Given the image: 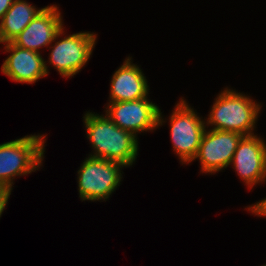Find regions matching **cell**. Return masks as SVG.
Returning <instances> with one entry per match:
<instances>
[{"label":"cell","instance_id":"obj_1","mask_svg":"<svg viewBox=\"0 0 266 266\" xmlns=\"http://www.w3.org/2000/svg\"><path fill=\"white\" fill-rule=\"evenodd\" d=\"M83 120L87 138L94 149L89 156L118 162L124 167H129L135 162L138 155V140L133 133L119 128L103 114L87 112Z\"/></svg>","mask_w":266,"mask_h":266},{"label":"cell","instance_id":"obj_2","mask_svg":"<svg viewBox=\"0 0 266 266\" xmlns=\"http://www.w3.org/2000/svg\"><path fill=\"white\" fill-rule=\"evenodd\" d=\"M261 104L254 102L250 96L238 93L228 87L224 89L212 105L205 124L212 130L237 132L243 136L252 135L256 128Z\"/></svg>","mask_w":266,"mask_h":266},{"label":"cell","instance_id":"obj_3","mask_svg":"<svg viewBox=\"0 0 266 266\" xmlns=\"http://www.w3.org/2000/svg\"><path fill=\"white\" fill-rule=\"evenodd\" d=\"M45 135H26L0 144V183L12 188L16 176L35 172L42 166Z\"/></svg>","mask_w":266,"mask_h":266},{"label":"cell","instance_id":"obj_4","mask_svg":"<svg viewBox=\"0 0 266 266\" xmlns=\"http://www.w3.org/2000/svg\"><path fill=\"white\" fill-rule=\"evenodd\" d=\"M123 167L118 162L102 158H86L77 171L81 200L106 201L122 181Z\"/></svg>","mask_w":266,"mask_h":266},{"label":"cell","instance_id":"obj_5","mask_svg":"<svg viewBox=\"0 0 266 266\" xmlns=\"http://www.w3.org/2000/svg\"><path fill=\"white\" fill-rule=\"evenodd\" d=\"M169 122L172 148L182 164L191 163L206 129L205 120L203 121L182 97L175 106Z\"/></svg>","mask_w":266,"mask_h":266},{"label":"cell","instance_id":"obj_6","mask_svg":"<svg viewBox=\"0 0 266 266\" xmlns=\"http://www.w3.org/2000/svg\"><path fill=\"white\" fill-rule=\"evenodd\" d=\"M64 27L57 33L53 42L50 45L51 53L49 63L64 78H70L76 75L87 64L96 43V34L93 32H79L70 34L61 38L64 35ZM58 37L61 38L56 41Z\"/></svg>","mask_w":266,"mask_h":266},{"label":"cell","instance_id":"obj_7","mask_svg":"<svg viewBox=\"0 0 266 266\" xmlns=\"http://www.w3.org/2000/svg\"><path fill=\"white\" fill-rule=\"evenodd\" d=\"M105 108V115L112 122L136 137L138 132L153 131L165 122L159 107L150 102L148 97L135 101L108 103Z\"/></svg>","mask_w":266,"mask_h":266},{"label":"cell","instance_id":"obj_8","mask_svg":"<svg viewBox=\"0 0 266 266\" xmlns=\"http://www.w3.org/2000/svg\"><path fill=\"white\" fill-rule=\"evenodd\" d=\"M243 135L226 130L205 129L198 152L201 172L216 173L231 165L234 152Z\"/></svg>","mask_w":266,"mask_h":266},{"label":"cell","instance_id":"obj_9","mask_svg":"<svg viewBox=\"0 0 266 266\" xmlns=\"http://www.w3.org/2000/svg\"><path fill=\"white\" fill-rule=\"evenodd\" d=\"M231 164L245 185L252 187L266 180V143L257 135L243 136Z\"/></svg>","mask_w":266,"mask_h":266},{"label":"cell","instance_id":"obj_10","mask_svg":"<svg viewBox=\"0 0 266 266\" xmlns=\"http://www.w3.org/2000/svg\"><path fill=\"white\" fill-rule=\"evenodd\" d=\"M58 9L56 5L44 7V10L32 19L12 43L38 53H40V48L51 45L64 25L61 12Z\"/></svg>","mask_w":266,"mask_h":266},{"label":"cell","instance_id":"obj_11","mask_svg":"<svg viewBox=\"0 0 266 266\" xmlns=\"http://www.w3.org/2000/svg\"><path fill=\"white\" fill-rule=\"evenodd\" d=\"M4 46L6 52L11 54L5 59L1 71L14 82L33 84L49 75L46 61L40 53L18 47L12 42Z\"/></svg>","mask_w":266,"mask_h":266},{"label":"cell","instance_id":"obj_12","mask_svg":"<svg viewBox=\"0 0 266 266\" xmlns=\"http://www.w3.org/2000/svg\"><path fill=\"white\" fill-rule=\"evenodd\" d=\"M129 56L113 74L110 87L109 103L135 101L146 98L149 86L144 73Z\"/></svg>","mask_w":266,"mask_h":266},{"label":"cell","instance_id":"obj_13","mask_svg":"<svg viewBox=\"0 0 266 266\" xmlns=\"http://www.w3.org/2000/svg\"><path fill=\"white\" fill-rule=\"evenodd\" d=\"M44 8L15 0L0 21V44L12 42Z\"/></svg>","mask_w":266,"mask_h":266},{"label":"cell","instance_id":"obj_14","mask_svg":"<svg viewBox=\"0 0 266 266\" xmlns=\"http://www.w3.org/2000/svg\"><path fill=\"white\" fill-rule=\"evenodd\" d=\"M12 188L8 185L0 183V217L4 212V209L8 203V199L10 198Z\"/></svg>","mask_w":266,"mask_h":266},{"label":"cell","instance_id":"obj_15","mask_svg":"<svg viewBox=\"0 0 266 266\" xmlns=\"http://www.w3.org/2000/svg\"><path fill=\"white\" fill-rule=\"evenodd\" d=\"M247 209L251 211L252 214L266 217V198L255 203L254 205L252 204L251 206L247 207Z\"/></svg>","mask_w":266,"mask_h":266},{"label":"cell","instance_id":"obj_16","mask_svg":"<svg viewBox=\"0 0 266 266\" xmlns=\"http://www.w3.org/2000/svg\"><path fill=\"white\" fill-rule=\"evenodd\" d=\"M15 0H0V21Z\"/></svg>","mask_w":266,"mask_h":266}]
</instances>
